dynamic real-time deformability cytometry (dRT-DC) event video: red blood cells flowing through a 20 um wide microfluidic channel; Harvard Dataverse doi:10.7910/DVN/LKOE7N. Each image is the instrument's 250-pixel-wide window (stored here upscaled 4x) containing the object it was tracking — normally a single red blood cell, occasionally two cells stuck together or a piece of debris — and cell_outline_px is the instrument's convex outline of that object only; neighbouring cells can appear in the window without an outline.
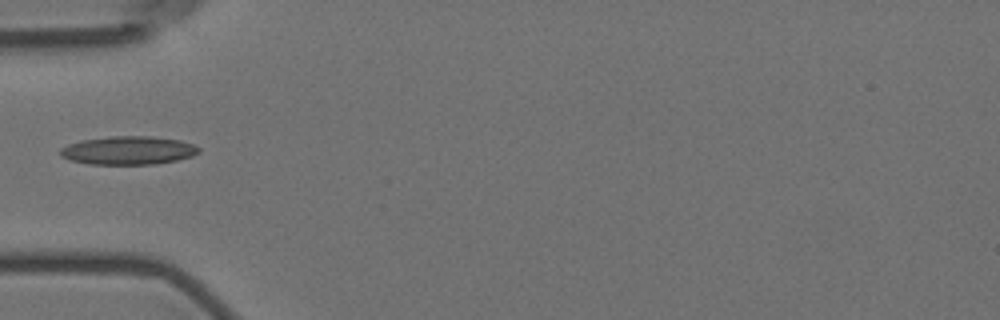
{"species": "Egyptian fruit bat (a non-hibernating species)", "species_latin": "Rousettus aegyptiacus", "temperature_condition": "room temperature", "stored_images_in_passage": 7, "camera_frame_rate_fps": 3000, "um_per_image_px": 0.085, "animal": {"sex": "female"}, "frame": {"image": 1, "passage_image": 4, "time_ms": 3.667, "image_size_px": [1000, 320], "cell_outline_px": [[200, 152], [192, 156], [176, 160], [156, 164], [88, 164], [72, 160], [60, 156], [60, 148], [68, 144], [80, 140], [112, 136], [148, 136], [180, 140], [192, 144], [200, 148]], "centroid_in_image_um": [10.89, 12.78], "position_along_channel_um": 74.1, "area_um2": 22.89}}
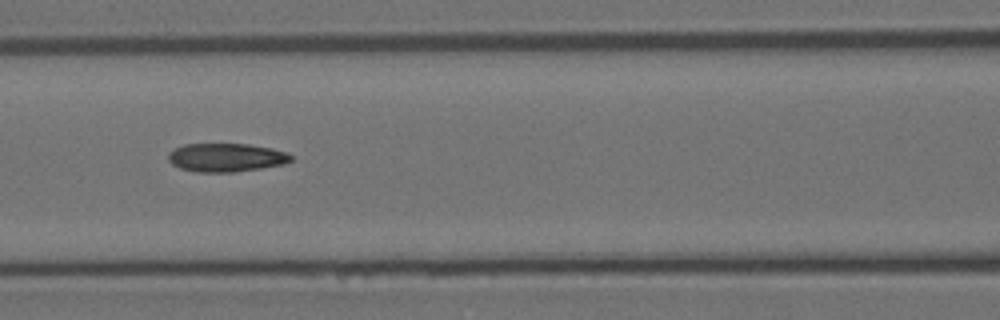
{"frame": {"image": 2, "passage_image": 6, "time_ms": 5.667, "image_size_px": [1000, 320], "cell_outline_px": [[292, 160], [284, 164], [260, 168], [232, 172], [196, 172], [180, 168], [172, 164], [168, 160], [168, 152], [184, 144], [248, 144], [272, 148], [288, 152], [292, 156]], "centroid_in_image_um": [19.22, 13.38], "position_along_channel_um": 147.4, "area_um2": 20.4}}
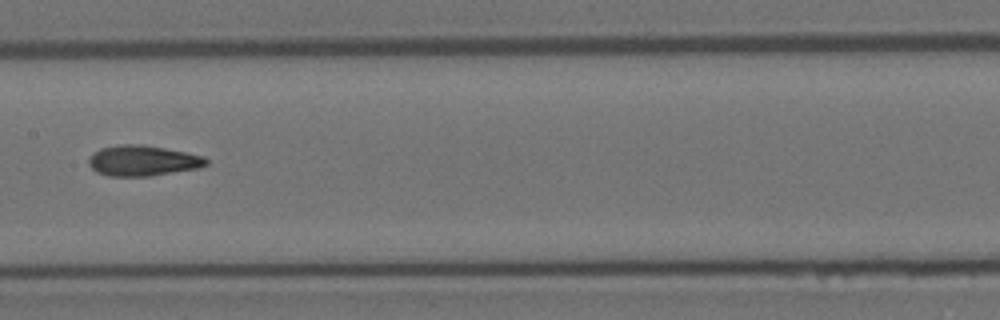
{"frame": {"image": 3, "passage_image": 7, "time_ms": 7.0, "image_size_px": [1000, 320], "cell_outline_px": [[208, 164], [200, 168], [148, 176], [108, 176], [96, 172], [88, 164], [88, 160], [100, 148], [120, 144], [140, 144], [164, 148], [204, 156], [208, 160]], "centroid_in_image_um": [12.14, 13.66], "position_along_channel_um": 195.3, "area_um2": 20.81}}